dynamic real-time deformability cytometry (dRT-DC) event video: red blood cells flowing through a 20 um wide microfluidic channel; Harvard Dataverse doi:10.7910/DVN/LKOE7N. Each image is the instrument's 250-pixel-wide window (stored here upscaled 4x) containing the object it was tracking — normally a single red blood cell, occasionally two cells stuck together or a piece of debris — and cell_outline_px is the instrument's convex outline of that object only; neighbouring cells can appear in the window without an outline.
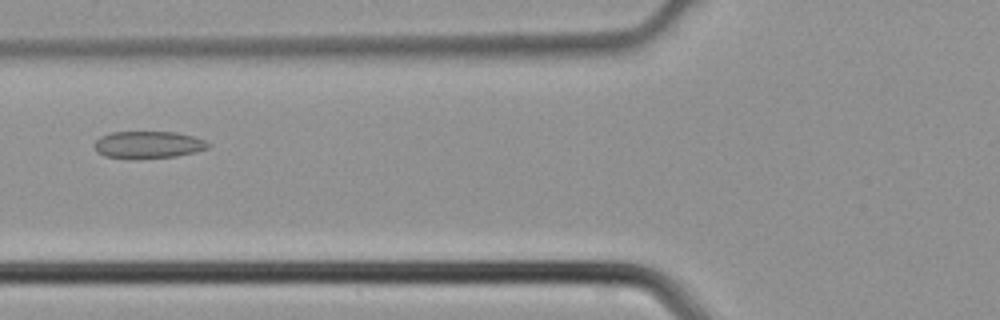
{"species": "common noctule bat (a hibernating species)", "species_latin": "Nyctalus noctula", "temperature_condition": "cold", "stored_images_in_passage": 35, "camera_frame_rate_fps": 3000, "um_per_image_px": 0.085, "animal": {"sex": "male", "body_mass_g": 21.5, "forearm_length_mm": 52.0}, "frame": {"image": 1, "passage_image": 8, "time_ms": 2.333, "image_size_px": [1000, 320], "cell_outline_px": [[212, 144], [208, 148], [196, 152], [176, 156], [128, 160], [104, 156], [96, 152], [92, 144], [100, 136], [112, 132], [176, 132], [192, 136], [204, 140]], "centroid_in_image_um": [12.55, 12.32], "position_along_channel_um": 113.3, "area_um2": 18.44}}
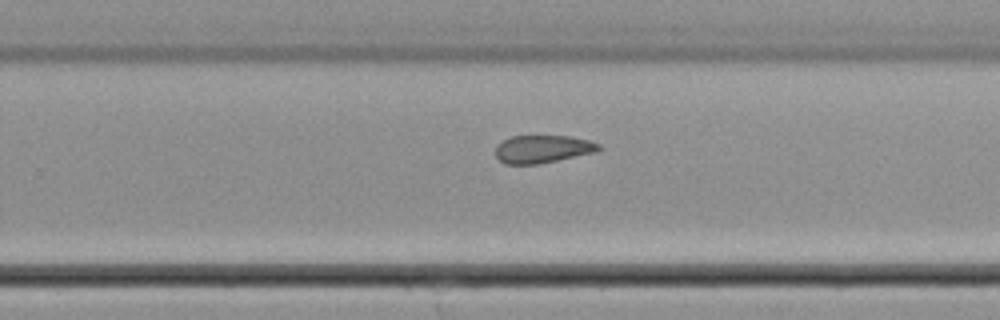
{"frame": {"image": 2, "passage_image": 19, "time_ms": 6.0, "image_size_px": [1000, 320], "cell_outline_px": [[604, 148], [596, 152], [536, 164], [504, 164], [496, 156], [496, 144], [512, 136], [568, 136], [588, 140], [600, 144]], "centroid_in_image_um": [46.13, 12.66], "position_along_channel_um": 283.7, "area_um2": 16.65}}
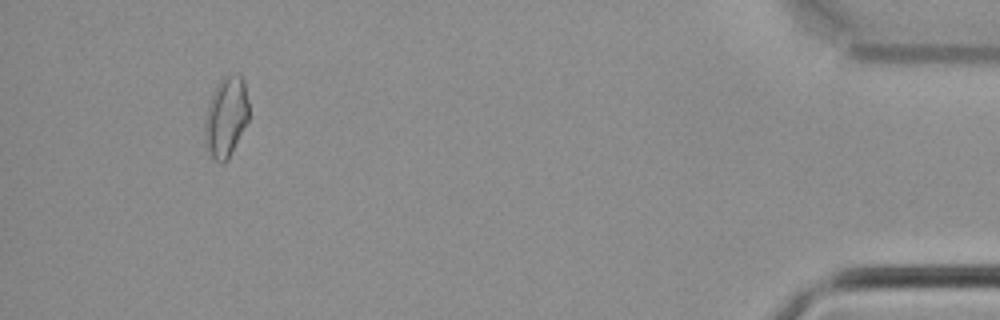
{"frame": {"image": 3, "passage_image": 32, "time_ms": 10.333, "image_size_px": [1000, 320], "cell_outline_px": [[248, 120], [228, 160], [224, 164], [220, 164], [212, 156], [204, 144], [204, 124], [208, 104], [216, 84], [224, 76], [240, 76], [244, 80], [248, 100]], "centroid_in_image_um": [19.19, 9.98], "position_along_channel_um": 416.0, "area_um2": 20.58}}